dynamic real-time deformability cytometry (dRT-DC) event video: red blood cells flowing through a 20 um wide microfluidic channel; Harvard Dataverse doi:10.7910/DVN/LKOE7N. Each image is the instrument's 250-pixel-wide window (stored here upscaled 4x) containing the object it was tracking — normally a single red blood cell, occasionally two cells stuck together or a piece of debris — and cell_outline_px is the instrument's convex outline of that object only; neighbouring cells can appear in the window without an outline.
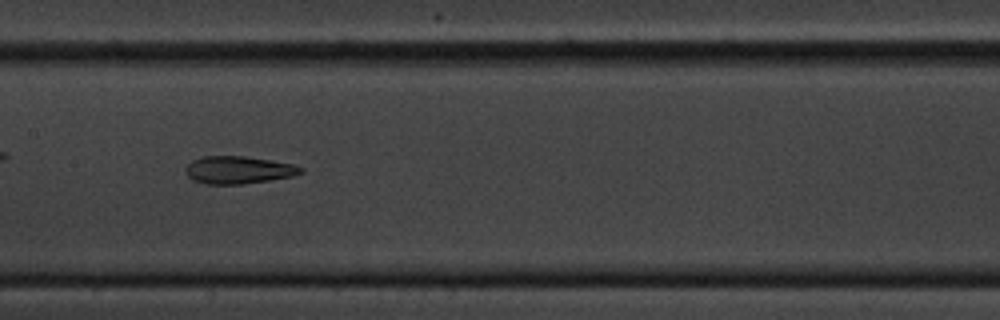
{"species": "common noctule bat (a hibernating species)", "species_latin": "Nyctalus noctula", "temperature_condition": "cold", "stored_images_in_passage": 50, "camera_frame_rate_fps": 3000, "um_per_image_px": 0.085, "animal": {"sex": "male", "body_mass_g": 20.1, "forearm_length_mm": 53.5}, "frame": {"image": 1, "passage_image": 27, "time_ms": 8.667, "image_size_px": [1000, 320], "cell_outline_px": [[304, 172], [292, 176], [272, 180], [244, 184], [208, 184], [192, 180], [184, 172], [184, 168], [192, 160], [200, 156], [244, 156], [292, 164], [304, 168]], "centroid_in_image_um": [20.23, 14.45], "position_along_channel_um": 187.2, "area_um2": 18.61}}
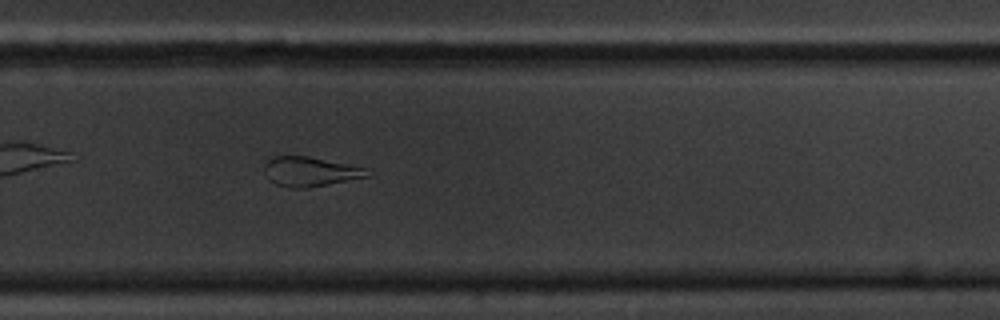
{"frame": {"image": 2, "passage_image": 37, "time_ms": 12.0, "image_size_px": [1000, 320], "cell_outline_px": [[372, 176], [308, 188], [292, 188], [276, 184], [268, 180], [264, 172], [264, 164], [272, 156], [308, 156], [364, 168]], "centroid_in_image_um": [26.31, 14.6], "position_along_channel_um": 303.5, "area_um2": 17.69}}
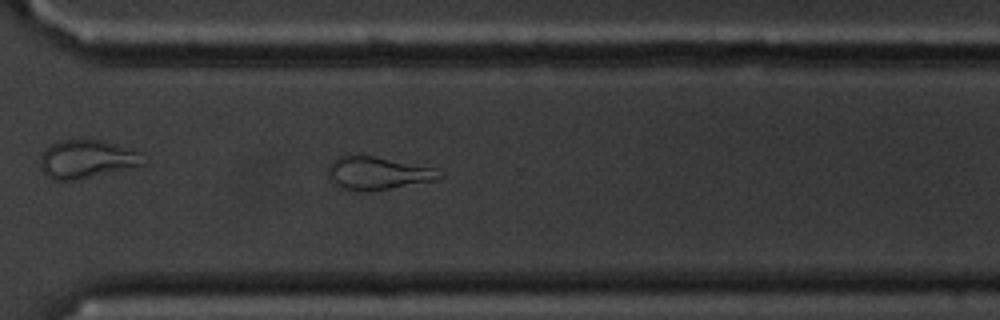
{"frame": {"image": 3, "passage_image": 40, "time_ms": 13.0, "image_size_px": [1000, 320], "cell_outline_px": [[444, 176], [436, 180], [372, 192], [344, 188], [332, 184], [328, 176], [328, 164], [336, 156], [348, 152], [372, 156], [436, 168]], "centroid_in_image_um": [32.03, 14.69], "position_along_channel_um": 338.6, "area_um2": 21.91}}